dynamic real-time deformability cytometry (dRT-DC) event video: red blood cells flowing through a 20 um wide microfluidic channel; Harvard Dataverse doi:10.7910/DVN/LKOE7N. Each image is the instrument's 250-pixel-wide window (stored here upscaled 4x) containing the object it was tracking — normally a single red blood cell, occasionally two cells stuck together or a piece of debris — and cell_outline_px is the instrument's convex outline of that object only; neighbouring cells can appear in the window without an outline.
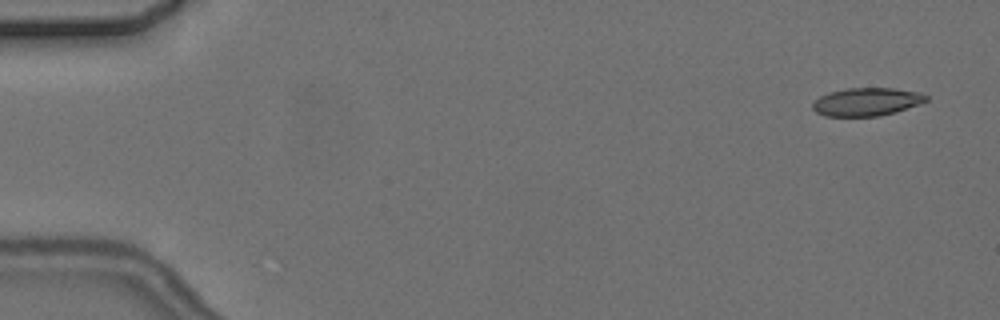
{"species": "common noctule bat (a hibernating species)", "species_latin": "Nyctalus noctula", "temperature_condition": "cold", "stored_images_in_passage": 2, "camera_frame_rate_fps": 3000, "um_per_image_px": 0.085, "animal": {"sex": "female", "body_mass_g": 24.6, "forearm_length_mm": 56.2}, "frame": {"image": 1, "passage_image": 2, "time_ms": 1.333, "image_size_px": [1000, 320], "cell_outline_px": [[928, 100], [920, 104], [896, 112], [880, 116], [824, 116], [816, 112], [812, 108], [812, 104], [820, 96], [828, 92], [848, 88], [892, 88], [920, 92], [928, 96]], "centroid_in_image_um": [73.68, 8.65], "position_along_channel_um": 11.3, "area_um2": 18.67}}